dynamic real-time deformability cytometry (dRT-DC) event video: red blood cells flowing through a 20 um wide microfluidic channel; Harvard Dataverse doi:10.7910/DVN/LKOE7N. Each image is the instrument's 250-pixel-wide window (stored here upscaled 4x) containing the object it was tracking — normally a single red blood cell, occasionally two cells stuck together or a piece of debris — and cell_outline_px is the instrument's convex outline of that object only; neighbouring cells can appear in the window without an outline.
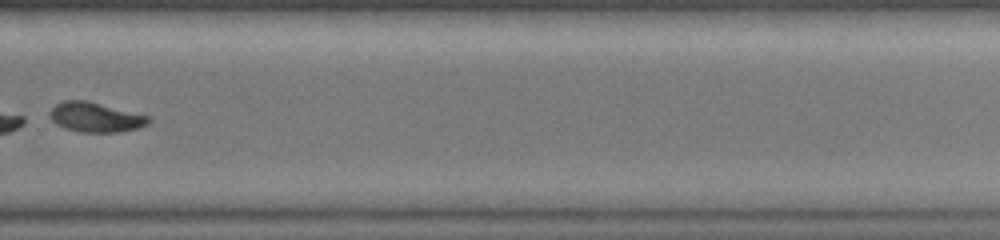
{"species": "common noctule bat (a hibernating species)", "species_latin": "Nyctalus noctula", "temperature_condition": "warm", "stored_images_in_passage": 31, "segment_of_instrument_passage": [2, 2], "camera_frame_rate_fps": 3000, "um_per_image_px": 0.085, "animal": {"sex": "female", "body_mass_g": 19.0, "forearm_length_mm": 51.5}, "frame": {"image": 1, "passage_image": 22, "time_ms": 7.0, "image_size_px": [1000, 240], "cell_outline_px": [[152, 120], [148, 124], [140, 128], [120, 132], [80, 132], [64, 128], [56, 124], [48, 116], [48, 112], [56, 104], [64, 100], [88, 100], [152, 116]], "centroid_in_image_um": [8.16, 9.96], "position_along_channel_um": 321.6, "area_um2": 17.57}}
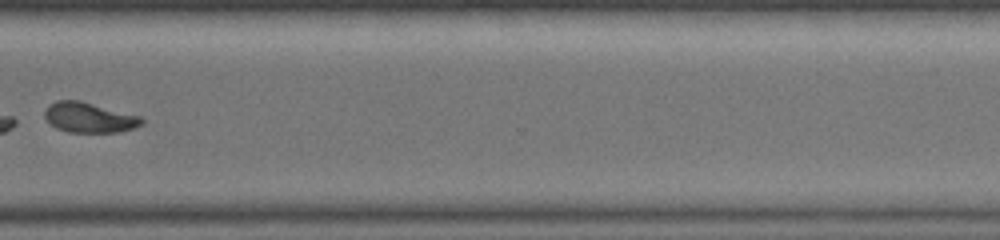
{"frame": {"image": 2, "passage_image": 24, "time_ms": 7.667, "image_size_px": [1000, 240], "cell_outline_px": [[144, 124], [132, 128], [116, 132], [68, 132], [56, 128], [44, 116], [44, 108], [48, 104], [56, 100], [80, 100], [140, 116], [144, 120]], "centroid_in_image_um": [7.55, 9.97], "position_along_channel_um": 363.0, "area_um2": 17.05}}